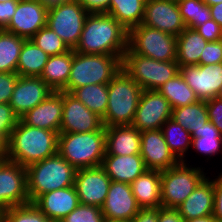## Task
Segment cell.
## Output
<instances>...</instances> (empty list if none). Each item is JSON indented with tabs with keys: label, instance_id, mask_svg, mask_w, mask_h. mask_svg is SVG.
Segmentation results:
<instances>
[{
	"label": "cell",
	"instance_id": "19",
	"mask_svg": "<svg viewBox=\"0 0 222 222\" xmlns=\"http://www.w3.org/2000/svg\"><path fill=\"white\" fill-rule=\"evenodd\" d=\"M140 155L146 168L151 170L163 171L180 163L168 147L161 129L141 132Z\"/></svg>",
	"mask_w": 222,
	"mask_h": 222
},
{
	"label": "cell",
	"instance_id": "25",
	"mask_svg": "<svg viewBox=\"0 0 222 222\" xmlns=\"http://www.w3.org/2000/svg\"><path fill=\"white\" fill-rule=\"evenodd\" d=\"M105 155L140 154L141 132L132 125H115L105 127Z\"/></svg>",
	"mask_w": 222,
	"mask_h": 222
},
{
	"label": "cell",
	"instance_id": "54",
	"mask_svg": "<svg viewBox=\"0 0 222 222\" xmlns=\"http://www.w3.org/2000/svg\"><path fill=\"white\" fill-rule=\"evenodd\" d=\"M207 6H214L222 2V0H202Z\"/></svg>",
	"mask_w": 222,
	"mask_h": 222
},
{
	"label": "cell",
	"instance_id": "32",
	"mask_svg": "<svg viewBox=\"0 0 222 222\" xmlns=\"http://www.w3.org/2000/svg\"><path fill=\"white\" fill-rule=\"evenodd\" d=\"M161 130L173 155L180 162L187 164L186 154L190 152L192 142V137L188 130L171 118L163 124Z\"/></svg>",
	"mask_w": 222,
	"mask_h": 222
},
{
	"label": "cell",
	"instance_id": "47",
	"mask_svg": "<svg viewBox=\"0 0 222 222\" xmlns=\"http://www.w3.org/2000/svg\"><path fill=\"white\" fill-rule=\"evenodd\" d=\"M88 14L108 13L110 0H77Z\"/></svg>",
	"mask_w": 222,
	"mask_h": 222
},
{
	"label": "cell",
	"instance_id": "59",
	"mask_svg": "<svg viewBox=\"0 0 222 222\" xmlns=\"http://www.w3.org/2000/svg\"><path fill=\"white\" fill-rule=\"evenodd\" d=\"M220 97H222V85H221V92H220Z\"/></svg>",
	"mask_w": 222,
	"mask_h": 222
},
{
	"label": "cell",
	"instance_id": "4",
	"mask_svg": "<svg viewBox=\"0 0 222 222\" xmlns=\"http://www.w3.org/2000/svg\"><path fill=\"white\" fill-rule=\"evenodd\" d=\"M76 169L59 153L26 167L30 202L38 196L74 186Z\"/></svg>",
	"mask_w": 222,
	"mask_h": 222
},
{
	"label": "cell",
	"instance_id": "51",
	"mask_svg": "<svg viewBox=\"0 0 222 222\" xmlns=\"http://www.w3.org/2000/svg\"><path fill=\"white\" fill-rule=\"evenodd\" d=\"M211 18L222 27V2L210 6Z\"/></svg>",
	"mask_w": 222,
	"mask_h": 222
},
{
	"label": "cell",
	"instance_id": "56",
	"mask_svg": "<svg viewBox=\"0 0 222 222\" xmlns=\"http://www.w3.org/2000/svg\"><path fill=\"white\" fill-rule=\"evenodd\" d=\"M5 151H0V161L4 158Z\"/></svg>",
	"mask_w": 222,
	"mask_h": 222
},
{
	"label": "cell",
	"instance_id": "52",
	"mask_svg": "<svg viewBox=\"0 0 222 222\" xmlns=\"http://www.w3.org/2000/svg\"><path fill=\"white\" fill-rule=\"evenodd\" d=\"M184 222H219V221L213 216V214H211L206 217L184 220Z\"/></svg>",
	"mask_w": 222,
	"mask_h": 222
},
{
	"label": "cell",
	"instance_id": "26",
	"mask_svg": "<svg viewBox=\"0 0 222 222\" xmlns=\"http://www.w3.org/2000/svg\"><path fill=\"white\" fill-rule=\"evenodd\" d=\"M130 185L141 209L162 207L161 171L147 169Z\"/></svg>",
	"mask_w": 222,
	"mask_h": 222
},
{
	"label": "cell",
	"instance_id": "55",
	"mask_svg": "<svg viewBox=\"0 0 222 222\" xmlns=\"http://www.w3.org/2000/svg\"><path fill=\"white\" fill-rule=\"evenodd\" d=\"M105 222H132L129 220H105Z\"/></svg>",
	"mask_w": 222,
	"mask_h": 222
},
{
	"label": "cell",
	"instance_id": "33",
	"mask_svg": "<svg viewBox=\"0 0 222 222\" xmlns=\"http://www.w3.org/2000/svg\"><path fill=\"white\" fill-rule=\"evenodd\" d=\"M191 137V148H194L196 153L205 155L206 158L208 156L206 162L211 160V156L222 154V135L210 121L198 132H193Z\"/></svg>",
	"mask_w": 222,
	"mask_h": 222
},
{
	"label": "cell",
	"instance_id": "57",
	"mask_svg": "<svg viewBox=\"0 0 222 222\" xmlns=\"http://www.w3.org/2000/svg\"><path fill=\"white\" fill-rule=\"evenodd\" d=\"M5 1H21V0H0V2H5Z\"/></svg>",
	"mask_w": 222,
	"mask_h": 222
},
{
	"label": "cell",
	"instance_id": "34",
	"mask_svg": "<svg viewBox=\"0 0 222 222\" xmlns=\"http://www.w3.org/2000/svg\"><path fill=\"white\" fill-rule=\"evenodd\" d=\"M157 91L170 103L172 109L187 106L199 101L180 72L162 85Z\"/></svg>",
	"mask_w": 222,
	"mask_h": 222
},
{
	"label": "cell",
	"instance_id": "37",
	"mask_svg": "<svg viewBox=\"0 0 222 222\" xmlns=\"http://www.w3.org/2000/svg\"><path fill=\"white\" fill-rule=\"evenodd\" d=\"M177 4L187 28L194 29L211 19L210 7L202 0H177Z\"/></svg>",
	"mask_w": 222,
	"mask_h": 222
},
{
	"label": "cell",
	"instance_id": "9",
	"mask_svg": "<svg viewBox=\"0 0 222 222\" xmlns=\"http://www.w3.org/2000/svg\"><path fill=\"white\" fill-rule=\"evenodd\" d=\"M177 37L140 24L129 30L128 48L158 61H176Z\"/></svg>",
	"mask_w": 222,
	"mask_h": 222
},
{
	"label": "cell",
	"instance_id": "1",
	"mask_svg": "<svg viewBox=\"0 0 222 222\" xmlns=\"http://www.w3.org/2000/svg\"><path fill=\"white\" fill-rule=\"evenodd\" d=\"M129 31L108 13L88 14L75 52L123 57Z\"/></svg>",
	"mask_w": 222,
	"mask_h": 222
},
{
	"label": "cell",
	"instance_id": "40",
	"mask_svg": "<svg viewBox=\"0 0 222 222\" xmlns=\"http://www.w3.org/2000/svg\"><path fill=\"white\" fill-rule=\"evenodd\" d=\"M18 120L9 103L0 104V151H6L9 136Z\"/></svg>",
	"mask_w": 222,
	"mask_h": 222
},
{
	"label": "cell",
	"instance_id": "11",
	"mask_svg": "<svg viewBox=\"0 0 222 222\" xmlns=\"http://www.w3.org/2000/svg\"><path fill=\"white\" fill-rule=\"evenodd\" d=\"M29 202L26 167L3 158L0 161V210Z\"/></svg>",
	"mask_w": 222,
	"mask_h": 222
},
{
	"label": "cell",
	"instance_id": "14",
	"mask_svg": "<svg viewBox=\"0 0 222 222\" xmlns=\"http://www.w3.org/2000/svg\"><path fill=\"white\" fill-rule=\"evenodd\" d=\"M112 180L102 166L78 169L74 186L79 203L102 207Z\"/></svg>",
	"mask_w": 222,
	"mask_h": 222
},
{
	"label": "cell",
	"instance_id": "3",
	"mask_svg": "<svg viewBox=\"0 0 222 222\" xmlns=\"http://www.w3.org/2000/svg\"><path fill=\"white\" fill-rule=\"evenodd\" d=\"M58 153L76 170L101 166L106 154L105 126L87 133H59Z\"/></svg>",
	"mask_w": 222,
	"mask_h": 222
},
{
	"label": "cell",
	"instance_id": "23",
	"mask_svg": "<svg viewBox=\"0 0 222 222\" xmlns=\"http://www.w3.org/2000/svg\"><path fill=\"white\" fill-rule=\"evenodd\" d=\"M177 209L184 220L213 214L214 179L206 176Z\"/></svg>",
	"mask_w": 222,
	"mask_h": 222
},
{
	"label": "cell",
	"instance_id": "42",
	"mask_svg": "<svg viewBox=\"0 0 222 222\" xmlns=\"http://www.w3.org/2000/svg\"><path fill=\"white\" fill-rule=\"evenodd\" d=\"M217 63H222V39L219 41L207 42L199 59V65Z\"/></svg>",
	"mask_w": 222,
	"mask_h": 222
},
{
	"label": "cell",
	"instance_id": "36",
	"mask_svg": "<svg viewBox=\"0 0 222 222\" xmlns=\"http://www.w3.org/2000/svg\"><path fill=\"white\" fill-rule=\"evenodd\" d=\"M26 39L0 30V72H15L22 45Z\"/></svg>",
	"mask_w": 222,
	"mask_h": 222
},
{
	"label": "cell",
	"instance_id": "44",
	"mask_svg": "<svg viewBox=\"0 0 222 222\" xmlns=\"http://www.w3.org/2000/svg\"><path fill=\"white\" fill-rule=\"evenodd\" d=\"M207 42L219 41L222 39V27L212 18L204 24L194 28Z\"/></svg>",
	"mask_w": 222,
	"mask_h": 222
},
{
	"label": "cell",
	"instance_id": "41",
	"mask_svg": "<svg viewBox=\"0 0 222 222\" xmlns=\"http://www.w3.org/2000/svg\"><path fill=\"white\" fill-rule=\"evenodd\" d=\"M60 222H105V218L100 207L79 204Z\"/></svg>",
	"mask_w": 222,
	"mask_h": 222
},
{
	"label": "cell",
	"instance_id": "15",
	"mask_svg": "<svg viewBox=\"0 0 222 222\" xmlns=\"http://www.w3.org/2000/svg\"><path fill=\"white\" fill-rule=\"evenodd\" d=\"M48 6L40 0H21L18 2L9 25L4 29L26 40L31 39L46 26Z\"/></svg>",
	"mask_w": 222,
	"mask_h": 222
},
{
	"label": "cell",
	"instance_id": "48",
	"mask_svg": "<svg viewBox=\"0 0 222 222\" xmlns=\"http://www.w3.org/2000/svg\"><path fill=\"white\" fill-rule=\"evenodd\" d=\"M19 1L0 2V30H4L16 12Z\"/></svg>",
	"mask_w": 222,
	"mask_h": 222
},
{
	"label": "cell",
	"instance_id": "13",
	"mask_svg": "<svg viewBox=\"0 0 222 222\" xmlns=\"http://www.w3.org/2000/svg\"><path fill=\"white\" fill-rule=\"evenodd\" d=\"M180 73L199 100L220 97L222 63L181 66Z\"/></svg>",
	"mask_w": 222,
	"mask_h": 222
},
{
	"label": "cell",
	"instance_id": "27",
	"mask_svg": "<svg viewBox=\"0 0 222 222\" xmlns=\"http://www.w3.org/2000/svg\"><path fill=\"white\" fill-rule=\"evenodd\" d=\"M72 63L73 49L64 54L50 56L40 78L54 92H65V86L68 84Z\"/></svg>",
	"mask_w": 222,
	"mask_h": 222
},
{
	"label": "cell",
	"instance_id": "31",
	"mask_svg": "<svg viewBox=\"0 0 222 222\" xmlns=\"http://www.w3.org/2000/svg\"><path fill=\"white\" fill-rule=\"evenodd\" d=\"M176 123L192 135L203 128V125L209 121L206 101L199 100L196 103L172 109V116Z\"/></svg>",
	"mask_w": 222,
	"mask_h": 222
},
{
	"label": "cell",
	"instance_id": "7",
	"mask_svg": "<svg viewBox=\"0 0 222 222\" xmlns=\"http://www.w3.org/2000/svg\"><path fill=\"white\" fill-rule=\"evenodd\" d=\"M122 69L143 90H158L180 72L176 61H158L134 54L129 48L123 55Z\"/></svg>",
	"mask_w": 222,
	"mask_h": 222
},
{
	"label": "cell",
	"instance_id": "16",
	"mask_svg": "<svg viewBox=\"0 0 222 222\" xmlns=\"http://www.w3.org/2000/svg\"><path fill=\"white\" fill-rule=\"evenodd\" d=\"M141 24L176 37L186 28L177 0H146Z\"/></svg>",
	"mask_w": 222,
	"mask_h": 222
},
{
	"label": "cell",
	"instance_id": "17",
	"mask_svg": "<svg viewBox=\"0 0 222 222\" xmlns=\"http://www.w3.org/2000/svg\"><path fill=\"white\" fill-rule=\"evenodd\" d=\"M103 127L102 118L89 110L70 93L63 91L60 133H87Z\"/></svg>",
	"mask_w": 222,
	"mask_h": 222
},
{
	"label": "cell",
	"instance_id": "58",
	"mask_svg": "<svg viewBox=\"0 0 222 222\" xmlns=\"http://www.w3.org/2000/svg\"><path fill=\"white\" fill-rule=\"evenodd\" d=\"M0 222H2V211L0 210Z\"/></svg>",
	"mask_w": 222,
	"mask_h": 222
},
{
	"label": "cell",
	"instance_id": "50",
	"mask_svg": "<svg viewBox=\"0 0 222 222\" xmlns=\"http://www.w3.org/2000/svg\"><path fill=\"white\" fill-rule=\"evenodd\" d=\"M132 222H158V208L140 209Z\"/></svg>",
	"mask_w": 222,
	"mask_h": 222
},
{
	"label": "cell",
	"instance_id": "38",
	"mask_svg": "<svg viewBox=\"0 0 222 222\" xmlns=\"http://www.w3.org/2000/svg\"><path fill=\"white\" fill-rule=\"evenodd\" d=\"M2 222H54L32 202L10 207L2 212Z\"/></svg>",
	"mask_w": 222,
	"mask_h": 222
},
{
	"label": "cell",
	"instance_id": "10",
	"mask_svg": "<svg viewBox=\"0 0 222 222\" xmlns=\"http://www.w3.org/2000/svg\"><path fill=\"white\" fill-rule=\"evenodd\" d=\"M87 16L88 13L77 0H66L48 7L46 26L74 50Z\"/></svg>",
	"mask_w": 222,
	"mask_h": 222
},
{
	"label": "cell",
	"instance_id": "2",
	"mask_svg": "<svg viewBox=\"0 0 222 222\" xmlns=\"http://www.w3.org/2000/svg\"><path fill=\"white\" fill-rule=\"evenodd\" d=\"M58 135L19 119L9 136L4 158L23 167L40 162L58 153Z\"/></svg>",
	"mask_w": 222,
	"mask_h": 222
},
{
	"label": "cell",
	"instance_id": "43",
	"mask_svg": "<svg viewBox=\"0 0 222 222\" xmlns=\"http://www.w3.org/2000/svg\"><path fill=\"white\" fill-rule=\"evenodd\" d=\"M18 77L15 72H0V104L9 103Z\"/></svg>",
	"mask_w": 222,
	"mask_h": 222
},
{
	"label": "cell",
	"instance_id": "20",
	"mask_svg": "<svg viewBox=\"0 0 222 222\" xmlns=\"http://www.w3.org/2000/svg\"><path fill=\"white\" fill-rule=\"evenodd\" d=\"M129 183L112 181L101 207L105 220H129L140 211Z\"/></svg>",
	"mask_w": 222,
	"mask_h": 222
},
{
	"label": "cell",
	"instance_id": "8",
	"mask_svg": "<svg viewBox=\"0 0 222 222\" xmlns=\"http://www.w3.org/2000/svg\"><path fill=\"white\" fill-rule=\"evenodd\" d=\"M180 162L161 171L162 207L177 208L206 177V168ZM204 168V169H203Z\"/></svg>",
	"mask_w": 222,
	"mask_h": 222
},
{
	"label": "cell",
	"instance_id": "22",
	"mask_svg": "<svg viewBox=\"0 0 222 222\" xmlns=\"http://www.w3.org/2000/svg\"><path fill=\"white\" fill-rule=\"evenodd\" d=\"M32 203L54 222H60L80 204L75 186L42 194Z\"/></svg>",
	"mask_w": 222,
	"mask_h": 222
},
{
	"label": "cell",
	"instance_id": "49",
	"mask_svg": "<svg viewBox=\"0 0 222 222\" xmlns=\"http://www.w3.org/2000/svg\"><path fill=\"white\" fill-rule=\"evenodd\" d=\"M158 222H184L177 208H158Z\"/></svg>",
	"mask_w": 222,
	"mask_h": 222
},
{
	"label": "cell",
	"instance_id": "12",
	"mask_svg": "<svg viewBox=\"0 0 222 222\" xmlns=\"http://www.w3.org/2000/svg\"><path fill=\"white\" fill-rule=\"evenodd\" d=\"M172 116L170 103L157 90H143L132 126L140 132L159 130Z\"/></svg>",
	"mask_w": 222,
	"mask_h": 222
},
{
	"label": "cell",
	"instance_id": "45",
	"mask_svg": "<svg viewBox=\"0 0 222 222\" xmlns=\"http://www.w3.org/2000/svg\"><path fill=\"white\" fill-rule=\"evenodd\" d=\"M209 121L222 135V97H216L206 101Z\"/></svg>",
	"mask_w": 222,
	"mask_h": 222
},
{
	"label": "cell",
	"instance_id": "6",
	"mask_svg": "<svg viewBox=\"0 0 222 222\" xmlns=\"http://www.w3.org/2000/svg\"><path fill=\"white\" fill-rule=\"evenodd\" d=\"M143 89L123 69L108 84V104L103 126L131 125Z\"/></svg>",
	"mask_w": 222,
	"mask_h": 222
},
{
	"label": "cell",
	"instance_id": "39",
	"mask_svg": "<svg viewBox=\"0 0 222 222\" xmlns=\"http://www.w3.org/2000/svg\"><path fill=\"white\" fill-rule=\"evenodd\" d=\"M31 40L49 56L64 54L71 50L48 26L40 29Z\"/></svg>",
	"mask_w": 222,
	"mask_h": 222
},
{
	"label": "cell",
	"instance_id": "53",
	"mask_svg": "<svg viewBox=\"0 0 222 222\" xmlns=\"http://www.w3.org/2000/svg\"><path fill=\"white\" fill-rule=\"evenodd\" d=\"M40 1L49 7L51 5L58 4L62 1H66V0H40Z\"/></svg>",
	"mask_w": 222,
	"mask_h": 222
},
{
	"label": "cell",
	"instance_id": "30",
	"mask_svg": "<svg viewBox=\"0 0 222 222\" xmlns=\"http://www.w3.org/2000/svg\"><path fill=\"white\" fill-rule=\"evenodd\" d=\"M146 0H110L108 14L128 31L143 21Z\"/></svg>",
	"mask_w": 222,
	"mask_h": 222
},
{
	"label": "cell",
	"instance_id": "24",
	"mask_svg": "<svg viewBox=\"0 0 222 222\" xmlns=\"http://www.w3.org/2000/svg\"><path fill=\"white\" fill-rule=\"evenodd\" d=\"M101 166L112 181L129 184L147 170L140 154L105 155Z\"/></svg>",
	"mask_w": 222,
	"mask_h": 222
},
{
	"label": "cell",
	"instance_id": "18",
	"mask_svg": "<svg viewBox=\"0 0 222 222\" xmlns=\"http://www.w3.org/2000/svg\"><path fill=\"white\" fill-rule=\"evenodd\" d=\"M53 92L40 77L19 76L9 105L20 119Z\"/></svg>",
	"mask_w": 222,
	"mask_h": 222
},
{
	"label": "cell",
	"instance_id": "46",
	"mask_svg": "<svg viewBox=\"0 0 222 222\" xmlns=\"http://www.w3.org/2000/svg\"><path fill=\"white\" fill-rule=\"evenodd\" d=\"M214 179V209L213 216L222 222V174L219 173L218 176H213Z\"/></svg>",
	"mask_w": 222,
	"mask_h": 222
},
{
	"label": "cell",
	"instance_id": "29",
	"mask_svg": "<svg viewBox=\"0 0 222 222\" xmlns=\"http://www.w3.org/2000/svg\"><path fill=\"white\" fill-rule=\"evenodd\" d=\"M49 57L31 39L25 40L20 51L16 73L19 76L40 77Z\"/></svg>",
	"mask_w": 222,
	"mask_h": 222
},
{
	"label": "cell",
	"instance_id": "5",
	"mask_svg": "<svg viewBox=\"0 0 222 222\" xmlns=\"http://www.w3.org/2000/svg\"><path fill=\"white\" fill-rule=\"evenodd\" d=\"M122 58L116 55L84 54L73 50V63L65 92L93 84H109L122 69Z\"/></svg>",
	"mask_w": 222,
	"mask_h": 222
},
{
	"label": "cell",
	"instance_id": "28",
	"mask_svg": "<svg viewBox=\"0 0 222 222\" xmlns=\"http://www.w3.org/2000/svg\"><path fill=\"white\" fill-rule=\"evenodd\" d=\"M207 41L192 28H185L177 36L176 62L181 66L199 65L202 50Z\"/></svg>",
	"mask_w": 222,
	"mask_h": 222
},
{
	"label": "cell",
	"instance_id": "21",
	"mask_svg": "<svg viewBox=\"0 0 222 222\" xmlns=\"http://www.w3.org/2000/svg\"><path fill=\"white\" fill-rule=\"evenodd\" d=\"M63 112V91L53 92L20 119L32 127L60 133Z\"/></svg>",
	"mask_w": 222,
	"mask_h": 222
},
{
	"label": "cell",
	"instance_id": "35",
	"mask_svg": "<svg viewBox=\"0 0 222 222\" xmlns=\"http://www.w3.org/2000/svg\"><path fill=\"white\" fill-rule=\"evenodd\" d=\"M70 94L100 118L105 116L109 99L108 84L83 86L74 89Z\"/></svg>",
	"mask_w": 222,
	"mask_h": 222
}]
</instances>
